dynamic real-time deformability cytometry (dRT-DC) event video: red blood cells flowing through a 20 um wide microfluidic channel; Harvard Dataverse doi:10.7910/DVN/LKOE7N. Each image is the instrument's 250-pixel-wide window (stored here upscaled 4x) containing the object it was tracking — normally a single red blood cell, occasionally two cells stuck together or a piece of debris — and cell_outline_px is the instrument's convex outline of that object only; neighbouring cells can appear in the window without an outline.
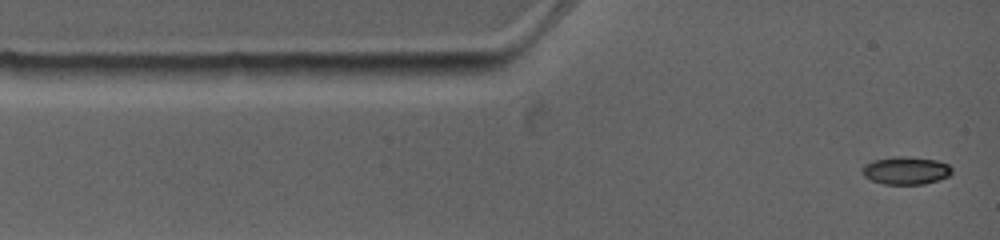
{"species": "common noctule bat (a hibernating species)", "species_latin": "Nyctalus noctula", "temperature_condition": "warm", "stored_images_in_passage": 4, "camera_frame_rate_fps": 4500, "um_per_image_px": 0.085, "animal": {"sex": "female", "body_mass_g": 19.0, "forearm_length_mm": 53.3}, "frame": {"image": 1, "passage_image": 1, "time_ms": 0.0, "image_size_px": [1000, 240], "cell_outline_px": [[952, 172], [948, 176], [924, 184], [884, 184], [872, 180], [864, 176], [860, 172], [860, 168], [864, 164], [872, 160], [892, 156], [904, 156], [936, 160], [948, 164], [952, 168]], "centroid_in_image_um": [76.94, 14.48], "position_along_channel_um": 8.1, "area_um2": 14.62}}
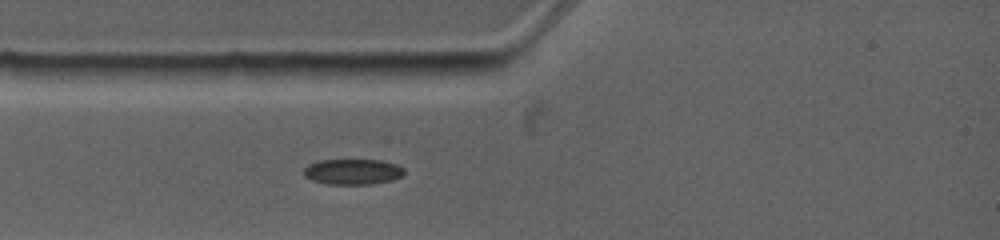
{"frame": {"image": 2, "passage_image": 3, "time_ms": 2.222, "image_size_px": [1000, 240], "cell_outline_px": [[404, 176], [392, 180], [372, 184], [328, 184], [312, 180], [304, 176], [304, 168], [308, 164], [316, 160], [380, 160], [396, 164], [404, 168]], "centroid_in_image_um": [29.98, 14.59], "position_along_channel_um": 55.0, "area_um2": 15.09}}